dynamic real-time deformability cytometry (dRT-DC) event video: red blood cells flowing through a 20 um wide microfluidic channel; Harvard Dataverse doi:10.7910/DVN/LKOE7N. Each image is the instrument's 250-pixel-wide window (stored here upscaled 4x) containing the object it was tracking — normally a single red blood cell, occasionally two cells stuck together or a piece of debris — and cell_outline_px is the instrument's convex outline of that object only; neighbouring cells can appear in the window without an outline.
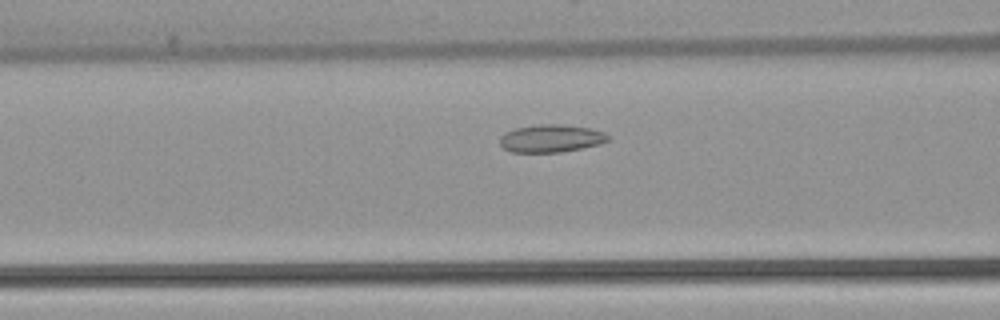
{"species": "common noctule bat (a hibernating species)", "species_latin": "Nyctalus noctula", "temperature_condition": "warm", "stored_images_in_passage": 48, "camera_frame_rate_fps": 3000, "um_per_image_px": 0.085, "animal": {"sex": "female", "body_mass_g": 22.7, "forearm_length_mm": 54.2}, "frame": {"image": 1, "passage_image": 16, "time_ms": 5.0, "image_size_px": [1000, 320], "cell_outline_px": [[608, 140], [600, 144], [560, 152], [512, 152], [504, 148], [500, 144], [500, 136], [504, 132], [516, 128], [540, 124], [560, 124], [588, 128], [604, 132], [608, 136]], "centroid_in_image_um": [46.8, 11.76], "position_along_channel_um": 119.8, "area_um2": 17.28}}
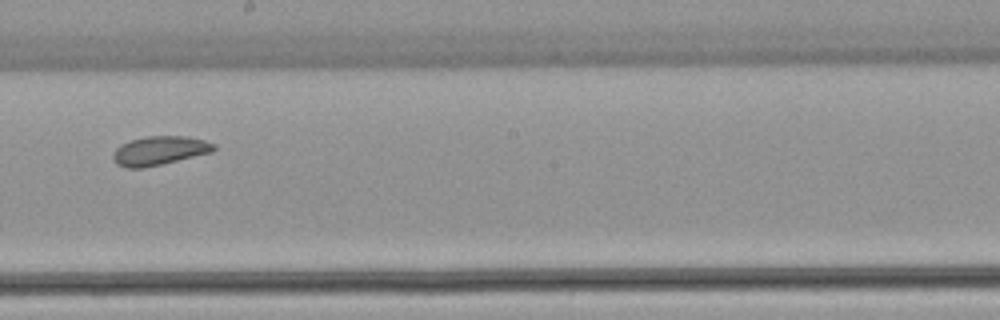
{"frame": {"image": 2, "passage_image": 25, "time_ms": 8.0, "image_size_px": [1000, 320], "cell_outline_px": [[216, 148], [212, 152], [144, 168], [124, 168], [116, 164], [112, 156], [116, 148], [120, 144], [132, 140], [148, 136], [184, 136], [204, 140], [216, 144]], "centroid_in_image_um": [13.54, 12.81], "position_along_channel_um": 234.7, "area_um2": 16.94}}
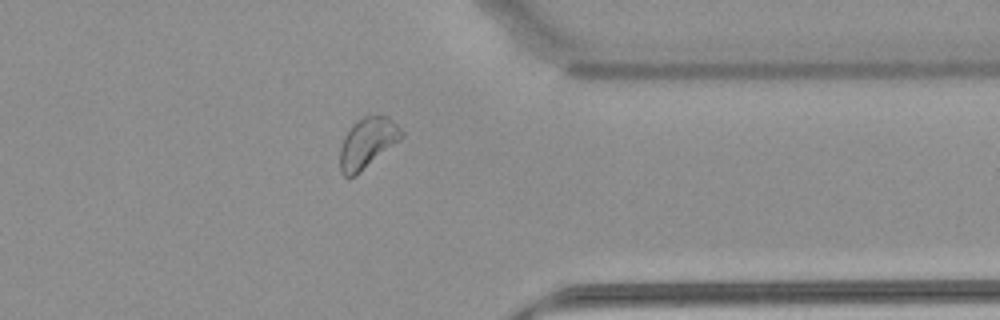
{"frame": {"image": 3, "passage_image": 37, "time_ms": 12.0, "image_size_px": [1000, 320], "cell_outline_px": [[404, 136], [400, 140], [356, 176], [348, 180], [340, 172], [340, 148], [344, 136], [352, 124], [356, 120], [364, 116], [376, 112], [388, 116], [404, 132]], "centroid_in_image_um": [31.22, 12.13], "position_along_channel_um": 380.2, "area_um2": 18.61}, "authors_computed_cell_mechanics": {"area_um2": 18.3804, "velocity_mm_per_s": 3.8469, "shape_relaxation_time_tau1_ms": null, "shape_relaxation_time_tau2_ms": 10.8817, "deformation_change_tau1": null, "deformation_change_tau2": 0.1622}}